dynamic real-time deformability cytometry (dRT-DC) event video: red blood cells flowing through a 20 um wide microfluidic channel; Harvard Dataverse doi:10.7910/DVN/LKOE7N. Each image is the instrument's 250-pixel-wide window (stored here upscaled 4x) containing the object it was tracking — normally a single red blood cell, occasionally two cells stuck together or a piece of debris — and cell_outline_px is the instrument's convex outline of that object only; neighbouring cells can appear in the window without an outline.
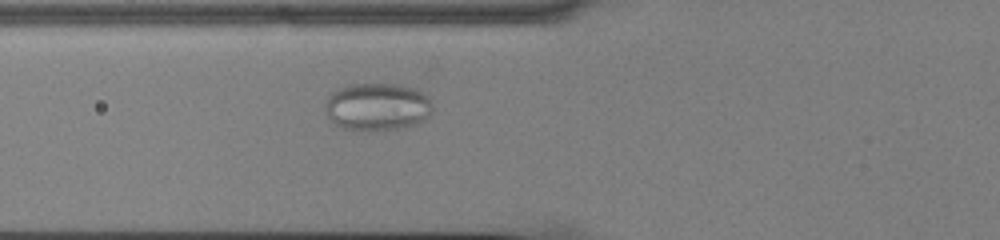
{"species": "common noctule bat (a hibernating species)", "species_latin": "Nyctalus noctula", "temperature_condition": "cold", "stored_images_in_passage": 47, "camera_frame_rate_fps": 3000, "um_per_image_px": 0.085, "animal": {"sex": "male", "body_mass_g": 13.0, "forearm_length_mm": 53.1}, "frame": {"image": 1, "passage_image": 13, "time_ms": 4.0, "image_size_px": [1000, 240], "cell_outline_px": [[432, 112], [424, 120], [416, 124], [396, 128], [344, 128], [336, 124], [324, 112], [324, 104], [328, 96], [332, 92], [348, 84], [400, 84], [416, 88], [424, 92], [428, 96], [432, 104]], "centroid_in_image_um": [32.09, 9.02], "position_along_channel_um": 93.7, "area_um2": 29.48}}
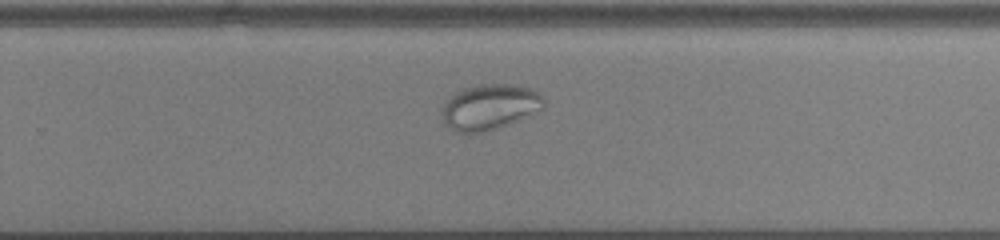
{"frame": {"image": 2, "passage_image": 29, "time_ms": 9.333, "image_size_px": [1000, 240], "cell_outline_px": [[544, 108], [508, 124], [484, 132], [456, 132], [444, 124], [440, 112], [440, 108], [456, 92], [464, 88], [480, 84], [512, 84], [532, 88], [544, 100]], "centroid_in_image_um": [41.59, 9.09], "position_along_channel_um": 288.2, "area_um2": 26.88}}
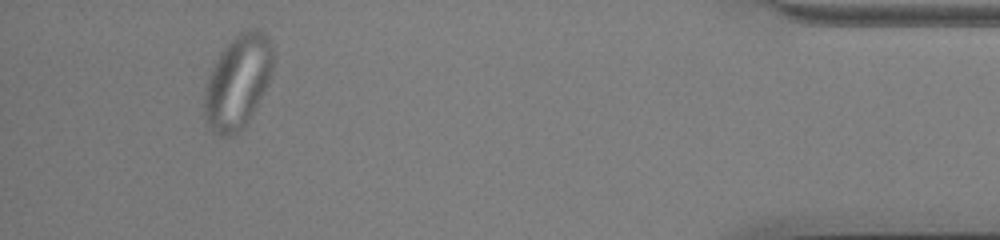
{"frame": {"image": 3, "passage_image": 44, "time_ms": 14.333, "image_size_px": [1000, 240], "cell_outline_px": [[272, 76], [264, 92], [244, 128], [240, 132], [232, 136], [220, 136], [212, 128], [204, 112], [204, 88], [208, 76], [220, 52], [240, 32], [248, 28], [260, 28], [264, 32], [272, 44]], "centroid_in_image_um": [20.23, 6.93], "position_along_channel_um": 415.0, "area_um2": 37.4}}